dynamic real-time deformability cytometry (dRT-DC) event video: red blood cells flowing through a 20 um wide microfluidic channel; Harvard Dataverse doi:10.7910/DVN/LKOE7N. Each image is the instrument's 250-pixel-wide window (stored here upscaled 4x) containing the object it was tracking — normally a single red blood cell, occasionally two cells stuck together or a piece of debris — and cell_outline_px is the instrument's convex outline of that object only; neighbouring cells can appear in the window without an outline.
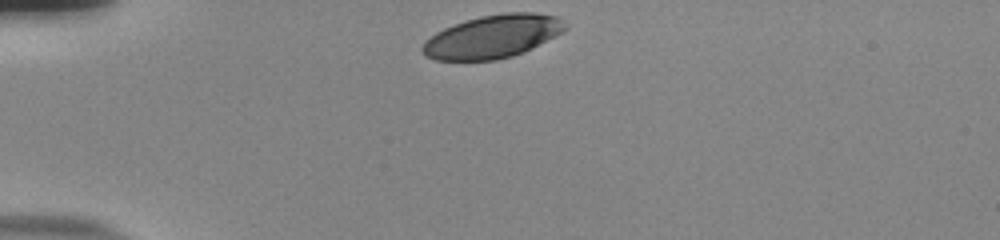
{"species": "human", "species_latin": "Homo sapiens", "temperature_condition": "room temperature", "stored_images_in_passage": 32, "camera_frame_rate_fps": 3000, "um_per_image_px": 0.085, "donor": {"sex": "male"}, "frame": {"image": 1, "passage_image": 1, "time_ms": 0.0, "image_size_px": [1000, 240], "cell_outline_px": [[564, 28], [560, 32], [512, 56], [496, 60], [436, 60], [424, 56], [420, 52], [420, 48], [424, 40], [436, 32], [444, 28], [464, 20], [480, 16], [504, 12], [532, 12], [556, 16], [560, 20]], "centroid_in_image_um": [41.72, 3.1], "position_along_channel_um": 43.3, "area_um2": 35.26}}
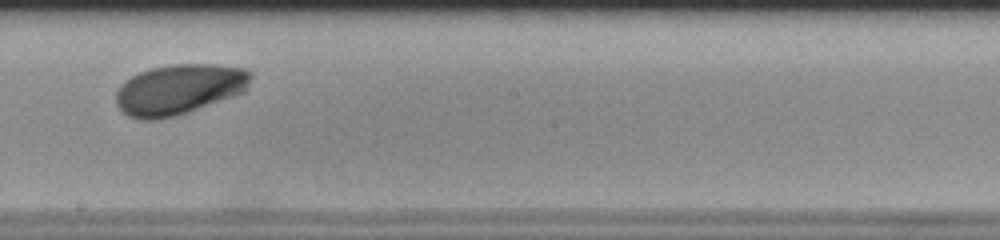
{"frame": {"image": 2, "passage_image": 19, "time_ms": 6.0, "image_size_px": [1000, 240], "cell_outline_px": [[252, 76], [248, 88], [244, 92], [236, 96], [176, 116], [160, 120], [140, 120], [128, 116], [116, 104], [116, 92], [120, 84], [132, 76], [140, 72], [152, 68], [172, 64], [216, 64], [244, 68], [252, 72]], "centroid_in_image_um": [15.25, 7.6], "position_along_channel_um": 232.9, "area_um2": 40.0}}
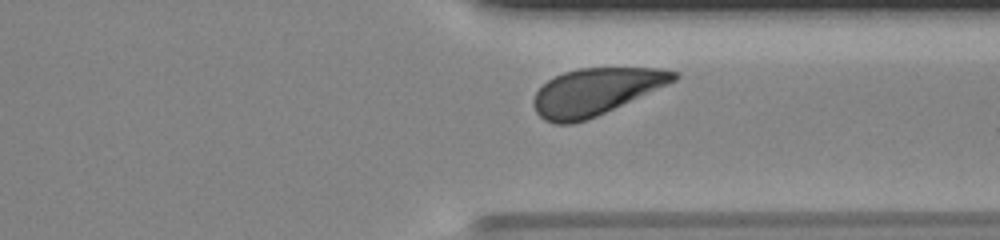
{"frame": {"image": 3, "passage_image": 29, "time_ms": 9.333, "image_size_px": [1000, 240], "cell_outline_px": [[680, 76], [676, 80], [668, 84], [596, 116], [572, 124], [556, 124], [544, 120], [536, 112], [532, 104], [532, 100], [536, 92], [548, 80], [564, 72], [580, 68], [664, 68], [680, 72]], "centroid_in_image_um": [50.63, 7.78], "position_along_channel_um": 360.8, "area_um2": 38.09}, "authors_computed_cell_mechanics": {"area_um2": 38.4659, "velocity_mm_per_s": 3.8203, "shape_relaxation_time_tau1_ms": 3.6116, "shape_relaxation_time_tau2_ms": null, "deformation_change_tau1": 0.1588, "deformation_change_tau2": null}}